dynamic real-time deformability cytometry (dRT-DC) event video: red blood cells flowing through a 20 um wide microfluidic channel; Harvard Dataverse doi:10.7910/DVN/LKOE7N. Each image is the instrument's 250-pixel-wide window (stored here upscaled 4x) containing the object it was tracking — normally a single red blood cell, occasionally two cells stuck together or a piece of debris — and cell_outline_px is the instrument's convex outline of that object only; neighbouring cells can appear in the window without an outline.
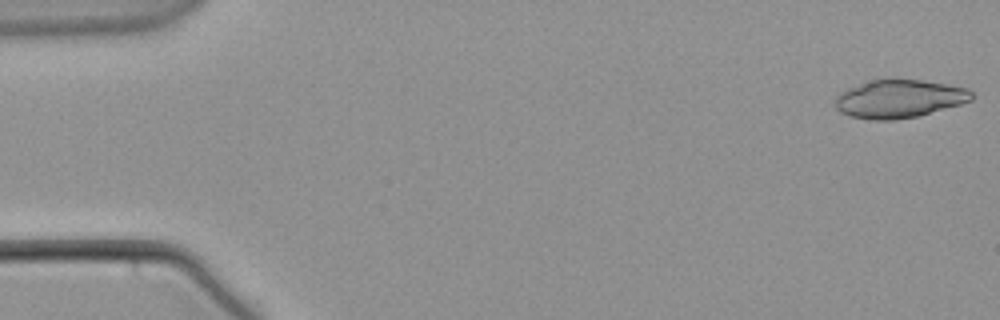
{"species": "common noctule bat (a hibernating species)", "species_latin": "Nyctalus noctula", "temperature_condition": "warm", "stored_images_in_passage": 55, "camera_frame_rate_fps": 3000, "um_per_image_px": 0.085, "animal": {"sex": "male", "body_mass_g": 21.5, "forearm_length_mm": 52.0}, "frame": {"image": 1, "passage_image": 1, "time_ms": 0.0, "image_size_px": [1000, 320], "cell_outline_px": [[972, 100], [960, 104], [916, 116], [896, 120], [872, 120], [848, 116], [840, 112], [836, 108], [836, 96], [840, 92], [848, 88], [872, 80], [892, 76], [896, 76], [924, 80], [948, 84], [968, 88], [972, 92]], "centroid_in_image_um": [76.42, 8.36], "position_along_channel_um": 8.6, "area_um2": 30.92}}